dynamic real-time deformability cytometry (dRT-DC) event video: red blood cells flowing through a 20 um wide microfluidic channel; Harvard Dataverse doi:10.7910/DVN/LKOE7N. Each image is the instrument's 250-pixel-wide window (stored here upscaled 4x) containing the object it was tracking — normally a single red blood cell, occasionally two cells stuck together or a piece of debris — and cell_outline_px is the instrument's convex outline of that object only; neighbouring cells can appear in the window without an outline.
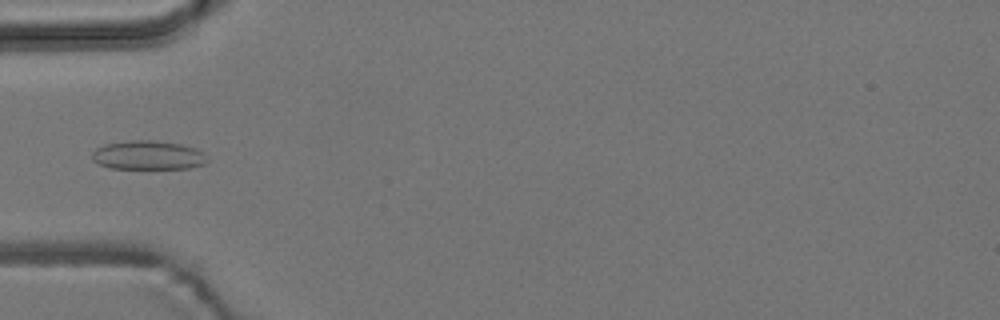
{"species": "common noctule bat (a hibernating species)", "species_latin": "Nyctalus noctula", "temperature_condition": "room temperature", "stored_images_in_passage": 6, "camera_frame_rate_fps": 3000, "um_per_image_px": 0.085, "animal": {"sex": "male", "body_mass_g": 19.2, "forearm_length_mm": 51.8}, "frame": {"image": 1, "passage_image": 5, "time_ms": 5.333, "image_size_px": [1000, 320], "cell_outline_px": [[208, 160], [204, 164], [188, 168], [108, 168], [92, 160], [92, 152], [96, 148], [104, 144], [128, 140], [152, 140], [180, 144], [196, 148], [204, 152]], "centroid_in_image_um": [12.57, 13.18], "position_along_channel_um": 72.4, "area_um2": 19.48}}
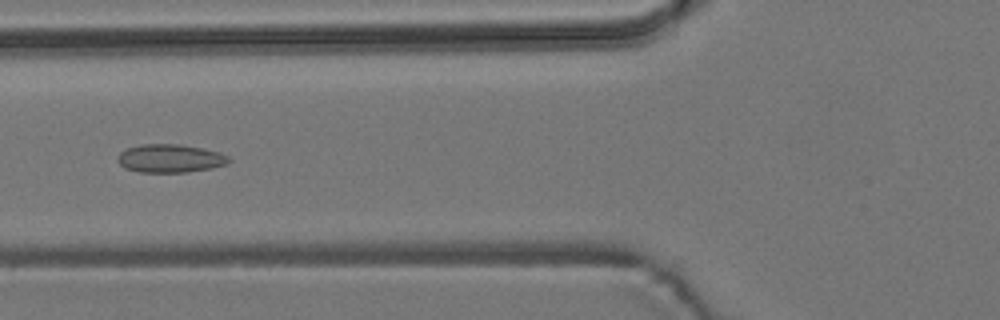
{"frame": {"image": 2, "passage_image": 6, "time_ms": 6.333, "image_size_px": [1000, 320], "cell_outline_px": [[232, 160], [228, 164], [212, 168], [184, 172], [140, 172], [124, 168], [116, 160], [120, 152], [128, 148], [140, 144], [180, 144], [220, 152], [228, 156]], "centroid_in_image_um": [14.47, 13.46], "position_along_channel_um": 111.3, "area_um2": 18.38}}